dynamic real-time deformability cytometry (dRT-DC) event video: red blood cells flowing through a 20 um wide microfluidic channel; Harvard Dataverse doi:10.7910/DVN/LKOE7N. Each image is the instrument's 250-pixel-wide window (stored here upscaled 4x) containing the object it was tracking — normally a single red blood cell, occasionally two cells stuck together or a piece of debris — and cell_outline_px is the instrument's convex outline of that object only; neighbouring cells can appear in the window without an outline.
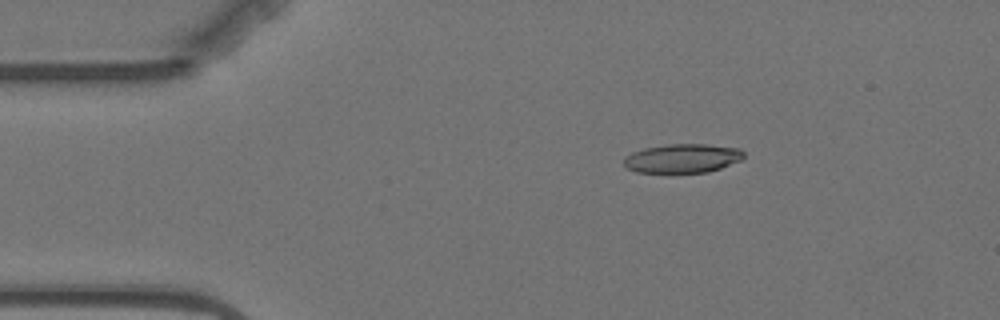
{"species": "Egyptian fruit bat (a non-hibernating species)", "species_latin": "Rousettus aegyptiacus", "temperature_condition": "warm", "stored_images_in_passage": 2, "camera_frame_rate_fps": 3000, "um_per_image_px": 0.085, "animal": {"sex": "female"}, "frame": {"image": 1, "passage_image": 2, "time_ms": 2.0, "image_size_px": [1000, 320], "cell_outline_px": [[744, 156], [740, 160], [720, 168], [708, 172], [636, 172], [624, 168], [624, 156], [632, 152], [644, 148], [668, 144], [708, 144], [740, 148], [744, 152]], "centroid_in_image_um": [57.98, 13.45], "position_along_channel_um": 27.0, "area_um2": 20.29}}